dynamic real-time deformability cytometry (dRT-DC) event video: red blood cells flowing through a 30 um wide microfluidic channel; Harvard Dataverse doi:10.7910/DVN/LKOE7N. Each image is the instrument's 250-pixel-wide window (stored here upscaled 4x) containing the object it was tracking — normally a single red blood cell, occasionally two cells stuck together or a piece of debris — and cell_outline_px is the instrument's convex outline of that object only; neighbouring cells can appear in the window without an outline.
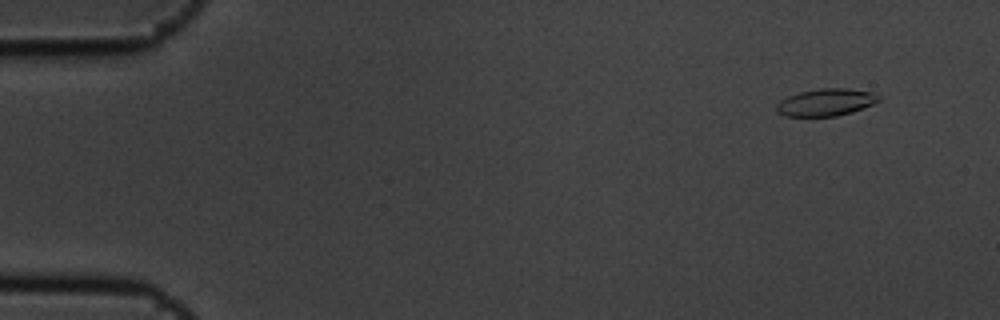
{"species": "common noctule bat (a hibernating species)", "species_latin": "Nyctalus noctula", "temperature_condition": "cold", "stored_images_in_passage": 9, "camera_frame_rate_fps": 3000, "um_per_image_px": 0.085, "animal": {"sex": "male", "body_mass_g": 19.5, "forearm_length_mm": 54.6}, "frame": {"image": 1, "passage_image": 2, "time_ms": 0.333, "image_size_px": [1000, 320], "cell_outline_px": [[880, 100], [872, 104], [852, 112], [836, 116], [784, 116], [776, 112], [776, 104], [780, 100], [788, 96], [800, 92], [820, 88], [848, 88], [872, 92], [880, 96]], "centroid_in_image_um": [70.18, 8.69], "position_along_channel_um": 14.8, "area_um2": 16.24}}
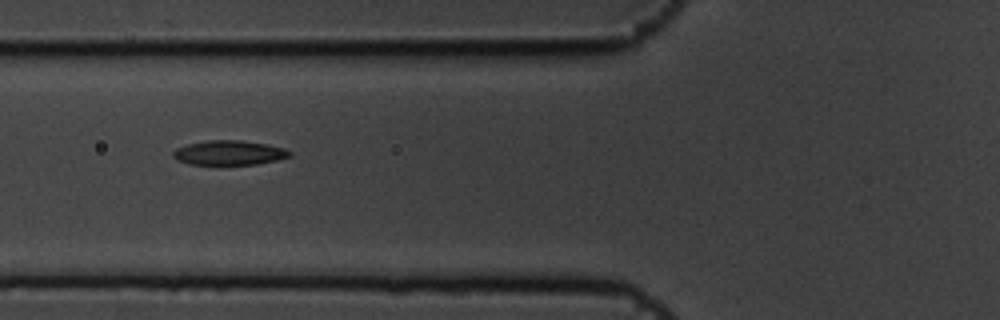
{"frame": {"image": 2, "passage_image": 7, "time_ms": 2.0, "image_size_px": [1000, 320], "cell_outline_px": [[292, 156], [276, 160], [256, 164], [188, 164], [176, 160], [172, 156], [172, 152], [176, 148], [188, 144], [208, 140], [240, 140], [264, 144], [284, 148], [292, 152]], "centroid_in_image_um": [19.45, 12.98], "position_along_channel_um": 106.3, "area_um2": 16.59}}
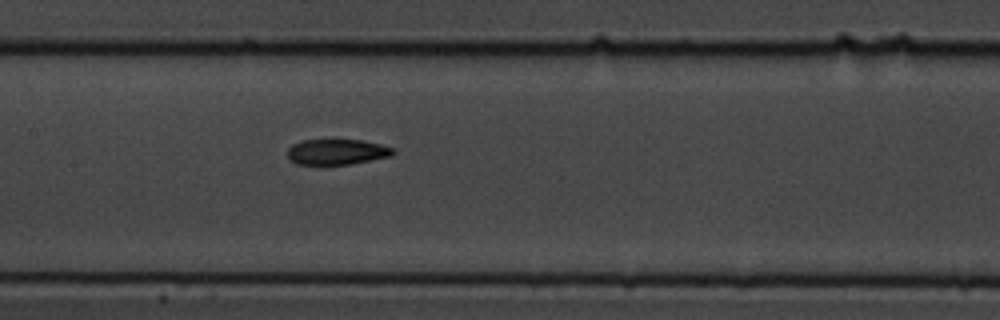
{"frame": {"image": 3, "passage_image": 9, "time_ms": 2.667, "image_size_px": [1000, 320], "cell_outline_px": [[396, 152], [392, 156], [352, 164], [296, 164], [288, 156], [288, 148], [292, 144], [300, 140], [336, 136], [360, 140], [380, 144], [396, 148]], "centroid_in_image_um": [28.65, 12.85], "position_along_channel_um": 178.7, "area_um2": 16.65}}